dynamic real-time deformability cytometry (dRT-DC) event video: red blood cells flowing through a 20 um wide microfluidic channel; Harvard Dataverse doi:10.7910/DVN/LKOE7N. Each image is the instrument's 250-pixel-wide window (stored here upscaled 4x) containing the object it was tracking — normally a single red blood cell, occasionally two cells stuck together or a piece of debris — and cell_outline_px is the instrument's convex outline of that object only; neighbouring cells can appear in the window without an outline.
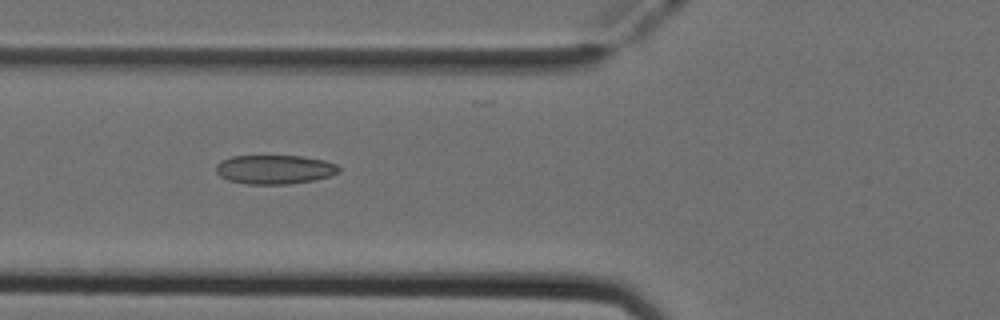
{"species": "Egyptian fruit bat (a non-hibernating species)", "species_latin": "Rousettus aegyptiacus", "temperature_condition": "cold", "stored_images_in_passage": 35, "camera_frame_rate_fps": 3000, "um_per_image_px": 0.085, "animal": {"sex": "female"}, "frame": {"image": 1, "passage_image": 3, "time_ms": 0.667, "image_size_px": [1000, 320], "cell_outline_px": [[340, 172], [332, 176], [316, 180], [288, 184], [248, 184], [228, 180], [220, 176], [216, 172], [216, 164], [220, 160], [232, 156], [300, 156], [324, 160], [336, 164], [340, 168]], "centroid_in_image_um": [23.36, 14.4], "position_along_channel_um": 102.4, "area_um2": 20.98}}
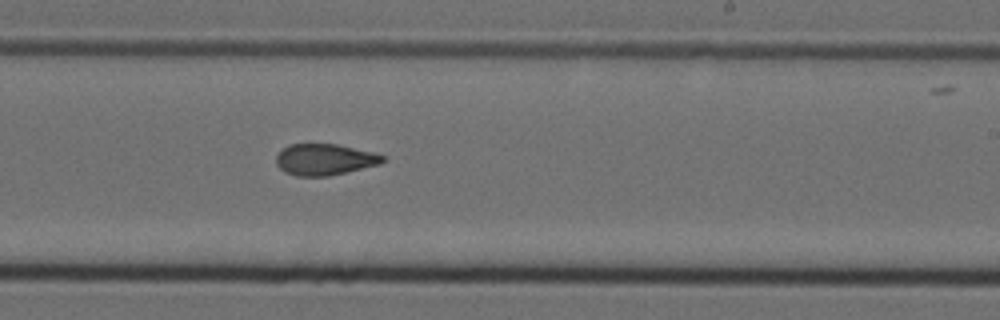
{"frame": {"image": 2, "passage_image": 15, "time_ms": 4.667, "image_size_px": [1000, 320], "cell_outline_px": [[384, 160], [380, 164], [328, 176], [296, 176], [284, 172], [276, 164], [276, 156], [288, 144], [336, 144], [372, 152], [384, 156]], "centroid_in_image_um": [27.56, 13.56], "position_along_channel_um": 261.4, "area_um2": 19.25}}
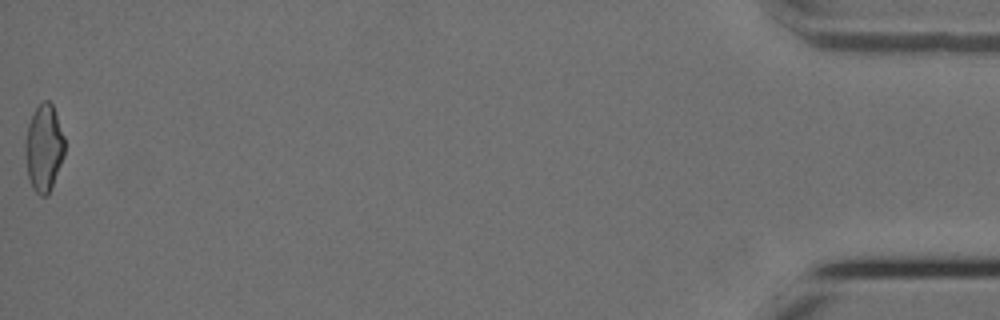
{"frame": {"image": 3, "passage_image": 35, "time_ms": 11.333, "image_size_px": [1000, 320], "cell_outline_px": [[64, 156], [48, 196], [40, 196], [32, 188], [28, 176], [24, 152], [24, 140], [28, 124], [36, 108], [44, 100], [48, 100], [52, 104], [64, 136]], "centroid_in_image_um": [3.71, 12.6], "position_along_channel_um": 431.5, "area_um2": 20.0}}